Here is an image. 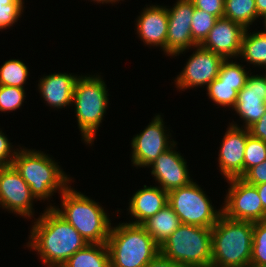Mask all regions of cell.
<instances>
[{
    "instance_id": "1",
    "label": "cell",
    "mask_w": 266,
    "mask_h": 267,
    "mask_svg": "<svg viewBox=\"0 0 266 267\" xmlns=\"http://www.w3.org/2000/svg\"><path fill=\"white\" fill-rule=\"evenodd\" d=\"M36 220L28 247L37 251L48 267H62L72 255L88 244L53 207H48Z\"/></svg>"
},
{
    "instance_id": "2",
    "label": "cell",
    "mask_w": 266,
    "mask_h": 267,
    "mask_svg": "<svg viewBox=\"0 0 266 267\" xmlns=\"http://www.w3.org/2000/svg\"><path fill=\"white\" fill-rule=\"evenodd\" d=\"M252 221L221 215L212 230L213 267H249L253 243Z\"/></svg>"
},
{
    "instance_id": "3",
    "label": "cell",
    "mask_w": 266,
    "mask_h": 267,
    "mask_svg": "<svg viewBox=\"0 0 266 267\" xmlns=\"http://www.w3.org/2000/svg\"><path fill=\"white\" fill-rule=\"evenodd\" d=\"M62 209L55 211L70 223L88 244H106L111 223L102 206L86 195L67 187L62 193Z\"/></svg>"
},
{
    "instance_id": "4",
    "label": "cell",
    "mask_w": 266,
    "mask_h": 267,
    "mask_svg": "<svg viewBox=\"0 0 266 267\" xmlns=\"http://www.w3.org/2000/svg\"><path fill=\"white\" fill-rule=\"evenodd\" d=\"M110 267H145L160 246L141 224L121 223L110 228L107 239Z\"/></svg>"
},
{
    "instance_id": "5",
    "label": "cell",
    "mask_w": 266,
    "mask_h": 267,
    "mask_svg": "<svg viewBox=\"0 0 266 267\" xmlns=\"http://www.w3.org/2000/svg\"><path fill=\"white\" fill-rule=\"evenodd\" d=\"M12 165L29 185L35 199H47L56 190L62 193L70 183L59 165L41 151L18 149Z\"/></svg>"
},
{
    "instance_id": "6",
    "label": "cell",
    "mask_w": 266,
    "mask_h": 267,
    "mask_svg": "<svg viewBox=\"0 0 266 267\" xmlns=\"http://www.w3.org/2000/svg\"><path fill=\"white\" fill-rule=\"evenodd\" d=\"M160 253L185 267L211 266L212 230L181 224L160 246Z\"/></svg>"
},
{
    "instance_id": "7",
    "label": "cell",
    "mask_w": 266,
    "mask_h": 267,
    "mask_svg": "<svg viewBox=\"0 0 266 267\" xmlns=\"http://www.w3.org/2000/svg\"><path fill=\"white\" fill-rule=\"evenodd\" d=\"M104 80L98 75L79 76L74 86L72 102L82 139L92 144L98 127L102 123L108 103V91Z\"/></svg>"
},
{
    "instance_id": "8",
    "label": "cell",
    "mask_w": 266,
    "mask_h": 267,
    "mask_svg": "<svg viewBox=\"0 0 266 267\" xmlns=\"http://www.w3.org/2000/svg\"><path fill=\"white\" fill-rule=\"evenodd\" d=\"M168 204L179 217L181 224L212 228L223 214L222 209L214 210L201 187L193 181L168 192Z\"/></svg>"
},
{
    "instance_id": "9",
    "label": "cell",
    "mask_w": 266,
    "mask_h": 267,
    "mask_svg": "<svg viewBox=\"0 0 266 267\" xmlns=\"http://www.w3.org/2000/svg\"><path fill=\"white\" fill-rule=\"evenodd\" d=\"M230 188L222 207L223 215L233 220L265 221L266 212L255 185L241 178L226 179Z\"/></svg>"
},
{
    "instance_id": "10",
    "label": "cell",
    "mask_w": 266,
    "mask_h": 267,
    "mask_svg": "<svg viewBox=\"0 0 266 267\" xmlns=\"http://www.w3.org/2000/svg\"><path fill=\"white\" fill-rule=\"evenodd\" d=\"M195 53L190 56L183 71L175 80L177 88L187 89L202 85L208 86L218 77L225 58L201 45L195 46Z\"/></svg>"
},
{
    "instance_id": "11",
    "label": "cell",
    "mask_w": 266,
    "mask_h": 267,
    "mask_svg": "<svg viewBox=\"0 0 266 267\" xmlns=\"http://www.w3.org/2000/svg\"><path fill=\"white\" fill-rule=\"evenodd\" d=\"M164 128L161 115H156L140 134L133 137L131 161L134 166L149 167L160 154L176 143L174 140L169 141V135Z\"/></svg>"
},
{
    "instance_id": "12",
    "label": "cell",
    "mask_w": 266,
    "mask_h": 267,
    "mask_svg": "<svg viewBox=\"0 0 266 267\" xmlns=\"http://www.w3.org/2000/svg\"><path fill=\"white\" fill-rule=\"evenodd\" d=\"M34 199L29 185L13 165L0 168V205L3 208L30 218Z\"/></svg>"
},
{
    "instance_id": "13",
    "label": "cell",
    "mask_w": 266,
    "mask_h": 267,
    "mask_svg": "<svg viewBox=\"0 0 266 267\" xmlns=\"http://www.w3.org/2000/svg\"><path fill=\"white\" fill-rule=\"evenodd\" d=\"M191 0H177L172 8H167L168 31L166 37V54L177 56L189 47L197 45L192 38L191 22L194 13Z\"/></svg>"
},
{
    "instance_id": "14",
    "label": "cell",
    "mask_w": 266,
    "mask_h": 267,
    "mask_svg": "<svg viewBox=\"0 0 266 267\" xmlns=\"http://www.w3.org/2000/svg\"><path fill=\"white\" fill-rule=\"evenodd\" d=\"M249 130L234 123L226 131L219 151L221 174L227 179L240 178L243 175L244 151Z\"/></svg>"
},
{
    "instance_id": "15",
    "label": "cell",
    "mask_w": 266,
    "mask_h": 267,
    "mask_svg": "<svg viewBox=\"0 0 266 267\" xmlns=\"http://www.w3.org/2000/svg\"><path fill=\"white\" fill-rule=\"evenodd\" d=\"M175 145L173 144L149 165L152 167L151 174L160 184L159 187L166 192L186 186L193 181L190 179L186 160L173 150Z\"/></svg>"
},
{
    "instance_id": "16",
    "label": "cell",
    "mask_w": 266,
    "mask_h": 267,
    "mask_svg": "<svg viewBox=\"0 0 266 267\" xmlns=\"http://www.w3.org/2000/svg\"><path fill=\"white\" fill-rule=\"evenodd\" d=\"M245 28L225 17L218 18L201 46L225 59L239 57Z\"/></svg>"
},
{
    "instance_id": "17",
    "label": "cell",
    "mask_w": 266,
    "mask_h": 267,
    "mask_svg": "<svg viewBox=\"0 0 266 267\" xmlns=\"http://www.w3.org/2000/svg\"><path fill=\"white\" fill-rule=\"evenodd\" d=\"M248 129L266 112V80L264 76L249 75L246 85L238 92L234 106Z\"/></svg>"
},
{
    "instance_id": "18",
    "label": "cell",
    "mask_w": 266,
    "mask_h": 267,
    "mask_svg": "<svg viewBox=\"0 0 266 267\" xmlns=\"http://www.w3.org/2000/svg\"><path fill=\"white\" fill-rule=\"evenodd\" d=\"M137 34L147 45L160 46L166 53V37L168 31L167 8L152 5L143 9L137 18Z\"/></svg>"
},
{
    "instance_id": "19",
    "label": "cell",
    "mask_w": 266,
    "mask_h": 267,
    "mask_svg": "<svg viewBox=\"0 0 266 267\" xmlns=\"http://www.w3.org/2000/svg\"><path fill=\"white\" fill-rule=\"evenodd\" d=\"M79 76L67 73H55L40 78L39 90L41 97L50 107L63 108L73 104L74 86Z\"/></svg>"
},
{
    "instance_id": "20",
    "label": "cell",
    "mask_w": 266,
    "mask_h": 267,
    "mask_svg": "<svg viewBox=\"0 0 266 267\" xmlns=\"http://www.w3.org/2000/svg\"><path fill=\"white\" fill-rule=\"evenodd\" d=\"M129 213L136 219L132 224H142L168 204V192L161 187H147L138 190L129 202Z\"/></svg>"
},
{
    "instance_id": "21",
    "label": "cell",
    "mask_w": 266,
    "mask_h": 267,
    "mask_svg": "<svg viewBox=\"0 0 266 267\" xmlns=\"http://www.w3.org/2000/svg\"><path fill=\"white\" fill-rule=\"evenodd\" d=\"M146 232L161 246L181 225L180 219L169 204L141 224Z\"/></svg>"
},
{
    "instance_id": "22",
    "label": "cell",
    "mask_w": 266,
    "mask_h": 267,
    "mask_svg": "<svg viewBox=\"0 0 266 267\" xmlns=\"http://www.w3.org/2000/svg\"><path fill=\"white\" fill-rule=\"evenodd\" d=\"M62 267H110L107 244H87L72 255Z\"/></svg>"
},
{
    "instance_id": "23",
    "label": "cell",
    "mask_w": 266,
    "mask_h": 267,
    "mask_svg": "<svg viewBox=\"0 0 266 267\" xmlns=\"http://www.w3.org/2000/svg\"><path fill=\"white\" fill-rule=\"evenodd\" d=\"M248 29L242 38L240 56L253 65L266 69V34L262 31L248 34Z\"/></svg>"
},
{
    "instance_id": "24",
    "label": "cell",
    "mask_w": 266,
    "mask_h": 267,
    "mask_svg": "<svg viewBox=\"0 0 266 267\" xmlns=\"http://www.w3.org/2000/svg\"><path fill=\"white\" fill-rule=\"evenodd\" d=\"M224 17L248 29L257 19L255 0H225Z\"/></svg>"
},
{
    "instance_id": "25",
    "label": "cell",
    "mask_w": 266,
    "mask_h": 267,
    "mask_svg": "<svg viewBox=\"0 0 266 267\" xmlns=\"http://www.w3.org/2000/svg\"><path fill=\"white\" fill-rule=\"evenodd\" d=\"M245 85H229L223 83L218 77L215 78L208 86L207 91L209 98L218 105L229 106L234 108L238 92Z\"/></svg>"
},
{
    "instance_id": "26",
    "label": "cell",
    "mask_w": 266,
    "mask_h": 267,
    "mask_svg": "<svg viewBox=\"0 0 266 267\" xmlns=\"http://www.w3.org/2000/svg\"><path fill=\"white\" fill-rule=\"evenodd\" d=\"M28 67L20 60L5 61L0 68V85L23 88L28 78Z\"/></svg>"
},
{
    "instance_id": "27",
    "label": "cell",
    "mask_w": 266,
    "mask_h": 267,
    "mask_svg": "<svg viewBox=\"0 0 266 267\" xmlns=\"http://www.w3.org/2000/svg\"><path fill=\"white\" fill-rule=\"evenodd\" d=\"M218 18L198 8L194 9L191 22V34L193 41L197 45H201L214 27Z\"/></svg>"
},
{
    "instance_id": "28",
    "label": "cell",
    "mask_w": 266,
    "mask_h": 267,
    "mask_svg": "<svg viewBox=\"0 0 266 267\" xmlns=\"http://www.w3.org/2000/svg\"><path fill=\"white\" fill-rule=\"evenodd\" d=\"M266 265V220L254 222L250 266Z\"/></svg>"
},
{
    "instance_id": "29",
    "label": "cell",
    "mask_w": 266,
    "mask_h": 267,
    "mask_svg": "<svg viewBox=\"0 0 266 267\" xmlns=\"http://www.w3.org/2000/svg\"><path fill=\"white\" fill-rule=\"evenodd\" d=\"M266 160V143L251 135L247 137L244 151L243 174L251 167Z\"/></svg>"
},
{
    "instance_id": "30",
    "label": "cell",
    "mask_w": 266,
    "mask_h": 267,
    "mask_svg": "<svg viewBox=\"0 0 266 267\" xmlns=\"http://www.w3.org/2000/svg\"><path fill=\"white\" fill-rule=\"evenodd\" d=\"M244 68L237 62H230L229 59H225L221 65L218 78L229 85H246L249 73Z\"/></svg>"
},
{
    "instance_id": "31",
    "label": "cell",
    "mask_w": 266,
    "mask_h": 267,
    "mask_svg": "<svg viewBox=\"0 0 266 267\" xmlns=\"http://www.w3.org/2000/svg\"><path fill=\"white\" fill-rule=\"evenodd\" d=\"M24 88L0 85V111H14L19 109L24 102Z\"/></svg>"
},
{
    "instance_id": "32",
    "label": "cell",
    "mask_w": 266,
    "mask_h": 267,
    "mask_svg": "<svg viewBox=\"0 0 266 267\" xmlns=\"http://www.w3.org/2000/svg\"><path fill=\"white\" fill-rule=\"evenodd\" d=\"M23 0H0V30L11 27L23 12Z\"/></svg>"
},
{
    "instance_id": "33",
    "label": "cell",
    "mask_w": 266,
    "mask_h": 267,
    "mask_svg": "<svg viewBox=\"0 0 266 267\" xmlns=\"http://www.w3.org/2000/svg\"><path fill=\"white\" fill-rule=\"evenodd\" d=\"M194 7L203 10L217 18L224 17L225 0H191Z\"/></svg>"
},
{
    "instance_id": "34",
    "label": "cell",
    "mask_w": 266,
    "mask_h": 267,
    "mask_svg": "<svg viewBox=\"0 0 266 267\" xmlns=\"http://www.w3.org/2000/svg\"><path fill=\"white\" fill-rule=\"evenodd\" d=\"M251 185H258L266 182V160L249 168L241 177Z\"/></svg>"
},
{
    "instance_id": "35",
    "label": "cell",
    "mask_w": 266,
    "mask_h": 267,
    "mask_svg": "<svg viewBox=\"0 0 266 267\" xmlns=\"http://www.w3.org/2000/svg\"><path fill=\"white\" fill-rule=\"evenodd\" d=\"M11 143L8 138L0 130V165L9 166L12 165L16 151L11 149ZM12 150V151H11Z\"/></svg>"
},
{
    "instance_id": "36",
    "label": "cell",
    "mask_w": 266,
    "mask_h": 267,
    "mask_svg": "<svg viewBox=\"0 0 266 267\" xmlns=\"http://www.w3.org/2000/svg\"><path fill=\"white\" fill-rule=\"evenodd\" d=\"M248 130L252 137L261 139L266 143V112Z\"/></svg>"
},
{
    "instance_id": "37",
    "label": "cell",
    "mask_w": 266,
    "mask_h": 267,
    "mask_svg": "<svg viewBox=\"0 0 266 267\" xmlns=\"http://www.w3.org/2000/svg\"><path fill=\"white\" fill-rule=\"evenodd\" d=\"M145 267H185L158 253Z\"/></svg>"
},
{
    "instance_id": "38",
    "label": "cell",
    "mask_w": 266,
    "mask_h": 267,
    "mask_svg": "<svg viewBox=\"0 0 266 267\" xmlns=\"http://www.w3.org/2000/svg\"><path fill=\"white\" fill-rule=\"evenodd\" d=\"M255 186H256L258 195L260 197V200L262 202L264 211L266 212V182L255 185Z\"/></svg>"
},
{
    "instance_id": "39",
    "label": "cell",
    "mask_w": 266,
    "mask_h": 267,
    "mask_svg": "<svg viewBox=\"0 0 266 267\" xmlns=\"http://www.w3.org/2000/svg\"><path fill=\"white\" fill-rule=\"evenodd\" d=\"M257 9V18L266 14V0H255Z\"/></svg>"
},
{
    "instance_id": "40",
    "label": "cell",
    "mask_w": 266,
    "mask_h": 267,
    "mask_svg": "<svg viewBox=\"0 0 266 267\" xmlns=\"http://www.w3.org/2000/svg\"><path fill=\"white\" fill-rule=\"evenodd\" d=\"M92 1H95V2H97V3H101L102 2V4L103 3H112V2H116V1H120V0H92Z\"/></svg>"
},
{
    "instance_id": "41",
    "label": "cell",
    "mask_w": 266,
    "mask_h": 267,
    "mask_svg": "<svg viewBox=\"0 0 266 267\" xmlns=\"http://www.w3.org/2000/svg\"><path fill=\"white\" fill-rule=\"evenodd\" d=\"M264 19V25H265V29H266V14L262 16ZM264 34H266V30L263 31Z\"/></svg>"
},
{
    "instance_id": "42",
    "label": "cell",
    "mask_w": 266,
    "mask_h": 267,
    "mask_svg": "<svg viewBox=\"0 0 266 267\" xmlns=\"http://www.w3.org/2000/svg\"><path fill=\"white\" fill-rule=\"evenodd\" d=\"M249 267H266V265H260V266H249Z\"/></svg>"
}]
</instances>
